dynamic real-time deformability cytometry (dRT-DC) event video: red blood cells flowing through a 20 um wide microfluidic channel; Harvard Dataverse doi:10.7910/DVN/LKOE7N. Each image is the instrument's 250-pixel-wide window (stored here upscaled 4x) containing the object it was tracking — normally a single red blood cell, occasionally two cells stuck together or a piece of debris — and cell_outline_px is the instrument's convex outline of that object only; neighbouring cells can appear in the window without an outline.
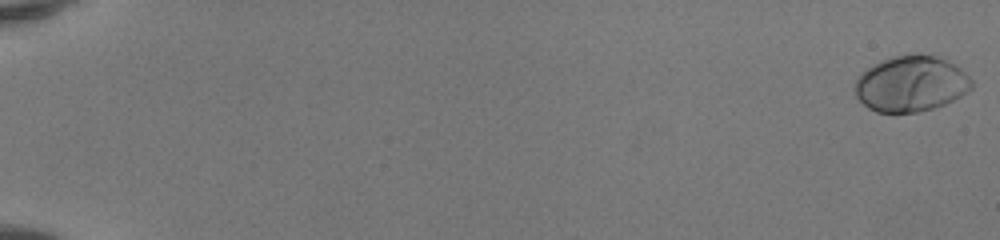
{"species": "human", "species_latin": "Homo sapiens", "temperature_condition": "room temperature", "stored_images_in_passage": 52, "camera_frame_rate_fps": 3000, "um_per_image_px": 0.085, "donor": {"sex": "female"}, "frame": {"image": 1, "passage_image": 1, "time_ms": 0.0, "image_size_px": [1000, 240], "cell_outline_px": [[972, 88], [960, 96], [944, 104], [932, 108], [916, 112], [876, 112], [868, 108], [856, 96], [856, 80], [860, 72], [872, 64], [880, 60], [892, 56], [932, 56], [956, 64], [972, 80]], "centroid_in_image_um": [77.4, 7.13], "position_along_channel_um": 7.6, "area_um2": 37.4}}
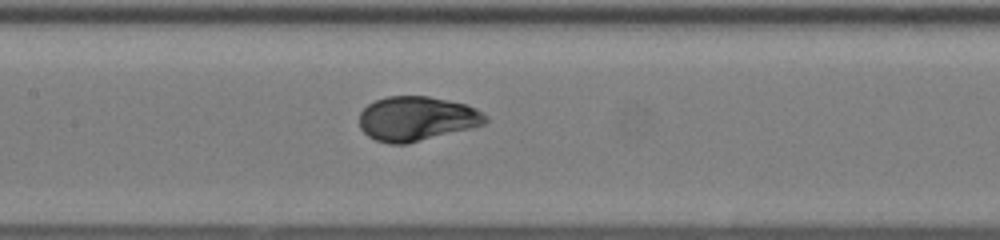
{"frame": {"image": 2, "passage_image": 28, "time_ms": 9.0, "image_size_px": [1000, 240], "cell_outline_px": [[488, 120], [484, 124], [472, 128], [408, 144], [388, 144], [376, 140], [368, 136], [360, 128], [360, 112], [368, 104], [376, 100], [388, 96], [428, 96], [468, 104], [476, 108], [488, 116]], "centroid_in_image_um": [35.44, 10.09], "position_along_channel_um": 172.0, "area_um2": 32.95}}
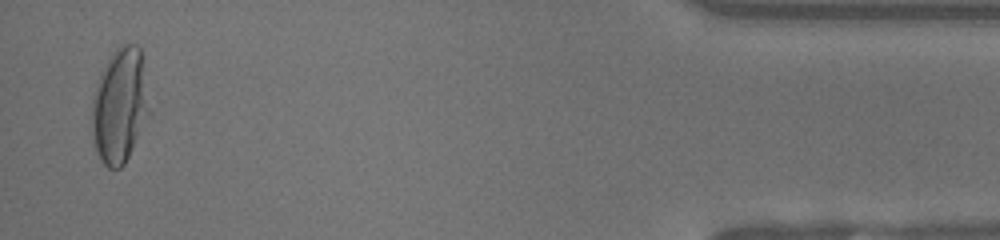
{"frame": {"image": 3, "passage_image": 51, "time_ms": 16.667, "image_size_px": [1000, 240], "cell_outline_px": [[148, 112], [132, 148], [124, 164], [120, 168], [108, 168], [100, 160], [92, 136], [92, 96], [100, 72], [112, 52], [120, 44], [136, 44], [140, 48], [148, 108]], "centroid_in_image_um": [10.12, 8.96], "position_along_channel_um": 425.1, "area_um2": 37.51}, "authors_computed_cell_mechanics": {"area_um2": 33.4662, "velocity_mm_per_s": 4.1539, "shape_relaxation_time_tau1_ms": 3.2853, "shape_relaxation_time_tau2_ms": null, "deformation_change_tau1": 0.1869, "deformation_change_tau2": null}}